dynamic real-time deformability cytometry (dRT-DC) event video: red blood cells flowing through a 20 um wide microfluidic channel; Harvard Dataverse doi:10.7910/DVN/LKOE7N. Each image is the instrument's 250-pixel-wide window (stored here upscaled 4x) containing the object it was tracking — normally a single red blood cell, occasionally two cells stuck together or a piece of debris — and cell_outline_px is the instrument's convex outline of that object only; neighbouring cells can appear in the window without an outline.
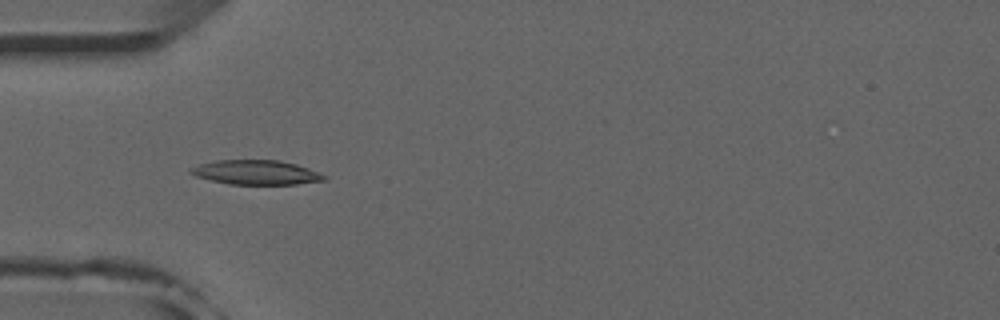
{"species": "common noctule bat (a hibernating species)", "species_latin": "Nyctalus noctula", "temperature_condition": "room temperature", "stored_images_in_passage": 51, "camera_frame_rate_fps": 3000, "um_per_image_px": 0.085, "animal": {"sex": "male", "forearm_length_mm": 52.5}, "frame": {"image": 1, "passage_image": 15, "time_ms": 4.667, "image_size_px": [1000, 320], "cell_outline_px": [[328, 176], [324, 180], [296, 184], [228, 184], [196, 176], [188, 172], [188, 168], [200, 164], [216, 160], [280, 160], [296, 164], [320, 172]], "centroid_in_image_um": [21.77, 14.65], "position_along_channel_um": 63.2, "area_um2": 19.02}}
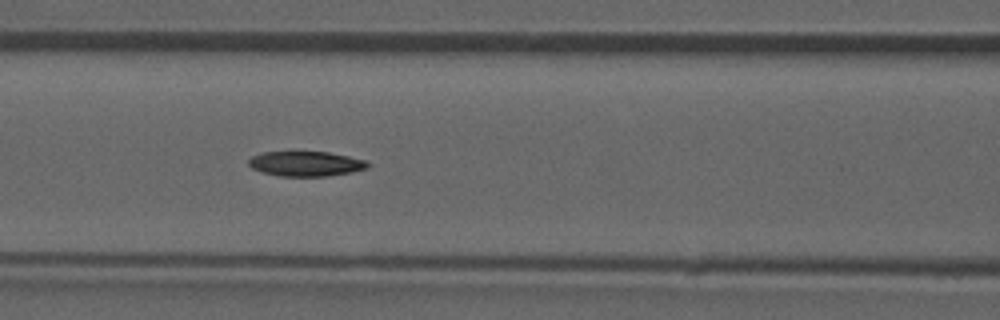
{"frame": {"image": 2, "passage_image": 21, "time_ms": 6.667, "image_size_px": [1000, 320], "cell_outline_px": [[372, 164], [368, 168], [352, 172], [328, 176], [280, 176], [264, 172], [252, 168], [248, 164], [248, 160], [252, 156], [264, 152], [292, 148], [328, 152], [368, 160]], "centroid_in_image_um": [26.01, 13.86], "position_along_channel_um": 140.6, "area_um2": 18.26}}
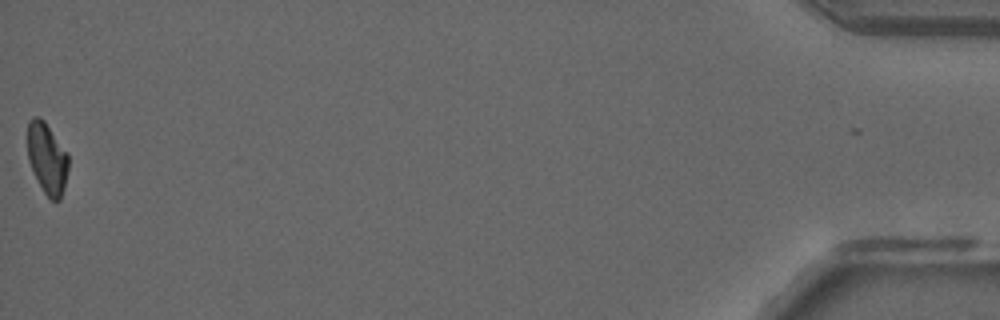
{"frame": {"image": 3, "passage_image": 51, "time_ms": 16.667, "image_size_px": [1000, 320], "cell_outline_px": [[68, 168], [64, 188], [60, 200], [56, 204], [44, 192], [28, 160], [28, 120], [32, 116], [40, 116], [44, 120], [68, 152]], "centroid_in_image_um": [4.02, 13.43], "position_along_channel_um": 431.2, "area_um2": 16.99}, "authors_computed_cell_mechanics": {"area_um2": 18.3804, "velocity_mm_per_s": 3.9272, "shape_relaxation_time_tau1_ms": null, "shape_relaxation_time_tau2_ms": 6.8439, "deformation_change_tau1": null, "deformation_change_tau2": 0.1114}}